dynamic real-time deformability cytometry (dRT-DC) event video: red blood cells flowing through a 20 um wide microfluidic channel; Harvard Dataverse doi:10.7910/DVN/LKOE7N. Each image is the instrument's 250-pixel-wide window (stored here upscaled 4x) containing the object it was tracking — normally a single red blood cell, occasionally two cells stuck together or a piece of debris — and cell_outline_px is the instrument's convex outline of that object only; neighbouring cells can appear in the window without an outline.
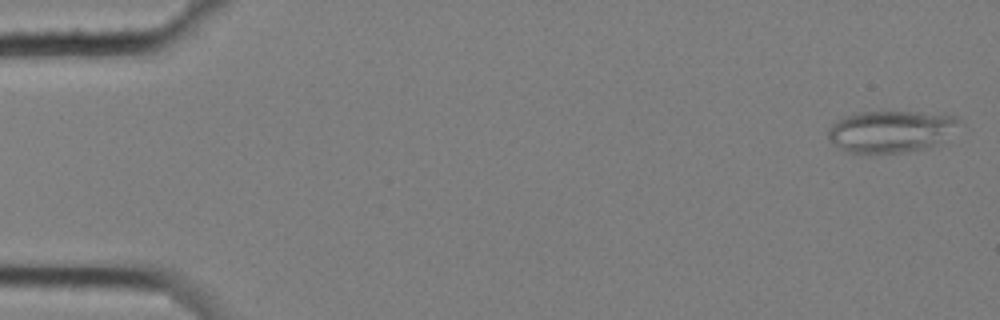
{"species": "common noctule bat (a hibernating species)", "species_latin": "Nyctalus noctula", "temperature_condition": "cold", "stored_images_in_passage": 5, "camera_frame_rate_fps": 3000, "um_per_image_px": 0.085, "animal": {"sex": "female", "body_mass_g": 25.1}, "frame": {"image": 1, "passage_image": 1, "time_ms": 0.0, "image_size_px": [1000, 320], "cell_outline_px": [[964, 124], [936, 144], [908, 152], [848, 152], [840, 148], [828, 140], [828, 128], [836, 120], [844, 116], [860, 112], [916, 112], [956, 116]], "centroid_in_image_um": [75.72, 11.15], "position_along_channel_um": 9.3, "area_um2": 31.73}}